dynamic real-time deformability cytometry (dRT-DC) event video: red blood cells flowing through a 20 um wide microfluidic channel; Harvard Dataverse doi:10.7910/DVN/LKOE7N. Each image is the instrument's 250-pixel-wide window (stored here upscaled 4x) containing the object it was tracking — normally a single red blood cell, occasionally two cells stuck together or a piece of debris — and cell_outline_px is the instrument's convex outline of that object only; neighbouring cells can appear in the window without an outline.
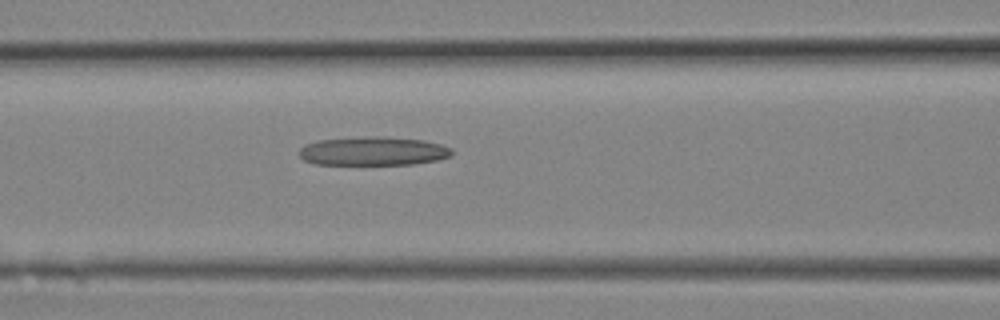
{"species": "Egyptian fruit bat (a non-hibernating species)", "species_latin": "Rousettus aegyptiacus", "temperature_condition": "room temperature", "stored_images_in_passage": 9, "camera_frame_rate_fps": 3000, "um_per_image_px": 0.085, "animal": {"sex": "female"}, "frame": {"image": 1, "passage_image": 9, "time_ms": 2.667, "image_size_px": [1000, 320], "cell_outline_px": [[452, 156], [436, 160], [412, 164], [316, 164], [304, 160], [300, 156], [300, 148], [304, 144], [316, 140], [368, 136], [376, 136], [424, 140], [440, 144], [452, 148]], "centroid_in_image_um": [31.71, 12.84], "position_along_channel_um": 134.9, "area_um2": 25.55}}